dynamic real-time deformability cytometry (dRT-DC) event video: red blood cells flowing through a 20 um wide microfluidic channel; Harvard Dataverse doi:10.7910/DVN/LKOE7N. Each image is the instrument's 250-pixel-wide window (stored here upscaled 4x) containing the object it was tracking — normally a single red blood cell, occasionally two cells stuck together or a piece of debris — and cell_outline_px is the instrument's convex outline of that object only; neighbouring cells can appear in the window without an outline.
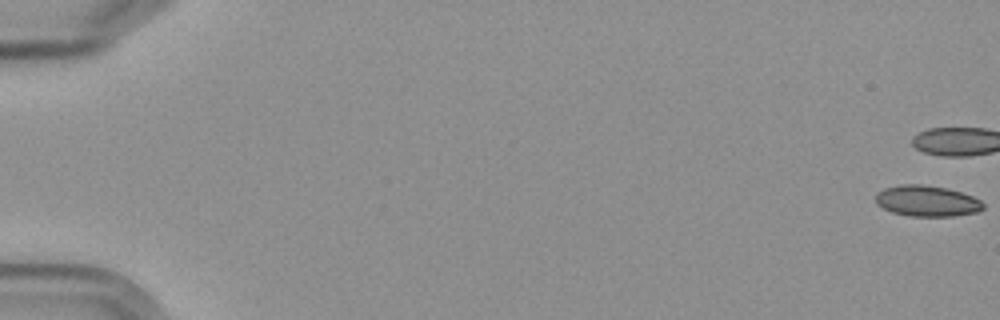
{"species": "Egyptian fruit bat (a non-hibernating species)", "species_latin": "Rousettus aegyptiacus", "temperature_condition": "cold", "stored_images_in_passage": 6, "camera_frame_rate_fps": 3000, "um_per_image_px": 0.085, "frame": {"image": 1, "passage_image": 1, "time_ms": 0.0, "image_size_px": [1000, 320], "cell_outline_px": [[984, 208], [976, 212], [952, 216], [908, 216], [892, 212], [876, 204], [876, 192], [884, 188], [900, 184], [920, 184], [944, 188], [960, 192], [972, 196], [980, 200], [984, 204]], "centroid_in_image_um": [78.76, 17.08], "position_along_channel_um": 6.2, "area_um2": 19.31}}